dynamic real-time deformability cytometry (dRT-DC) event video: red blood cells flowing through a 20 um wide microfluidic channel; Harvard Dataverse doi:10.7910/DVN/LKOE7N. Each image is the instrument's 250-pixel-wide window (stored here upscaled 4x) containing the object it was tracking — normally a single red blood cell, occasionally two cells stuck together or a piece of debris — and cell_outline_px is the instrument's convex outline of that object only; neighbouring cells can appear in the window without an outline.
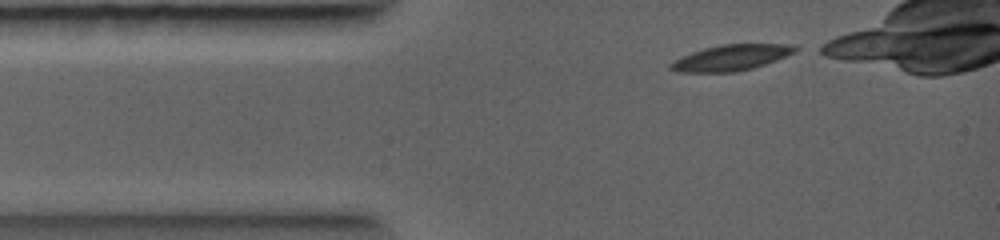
{"species": "common noctule bat (a hibernating species)", "species_latin": "Nyctalus noctula", "temperature_condition": "warm", "stored_images_in_passage": 9, "camera_frame_rate_fps": 5000, "um_per_image_px": 0.085, "animal": {"sex": "female", "body_mass_g": 19.0, "forearm_length_mm": 56.7}, "frame": {"image": 1, "passage_image": 1, "time_ms": 0.0, "image_size_px": [1000, 240], "cell_outline_px": [[804, 48], [796, 52], [776, 60], [752, 68], [736, 72], [680, 72], [668, 68], [668, 64], [680, 56], [704, 48], [720, 44], [796, 44]], "centroid_in_image_um": [62.19, 4.89], "position_along_channel_um": 22.8, "area_um2": 19.02}}
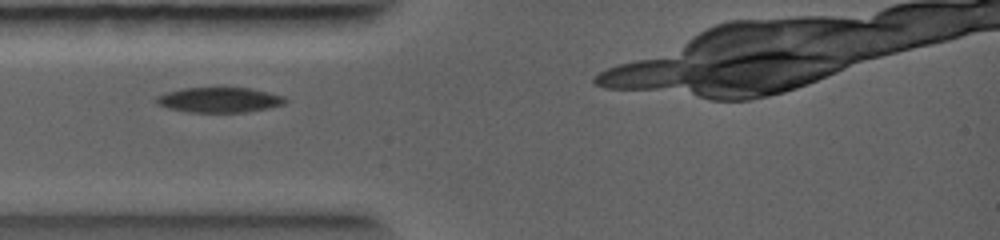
{"frame": {"image": 2, "passage_image": 6, "time_ms": 1.2, "image_size_px": [1000, 240], "cell_outline_px": [[288, 100], [284, 104], [272, 108], [248, 112], [188, 112], [168, 108], [156, 104], [156, 96], [180, 88], [248, 88], [284, 96]], "centroid_in_image_um": [18.66, 8.5], "position_along_channel_um": 66.3, "area_um2": 18.9}}